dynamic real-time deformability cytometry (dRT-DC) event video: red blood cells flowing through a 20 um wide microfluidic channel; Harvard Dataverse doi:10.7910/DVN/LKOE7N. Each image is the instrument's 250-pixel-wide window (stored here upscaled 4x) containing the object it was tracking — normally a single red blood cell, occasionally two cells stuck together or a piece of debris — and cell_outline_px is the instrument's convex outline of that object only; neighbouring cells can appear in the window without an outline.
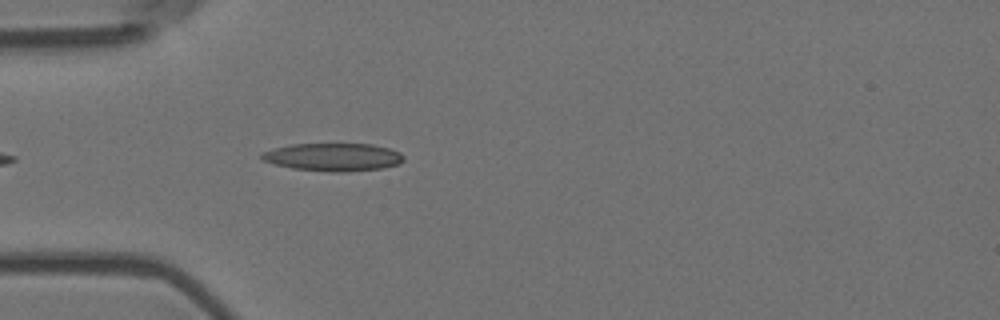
{"species": "Egyptian fruit bat (a non-hibernating species)", "species_latin": "Rousettus aegyptiacus", "temperature_condition": "room temperature", "stored_images_in_passage": 9, "camera_frame_rate_fps": 3000, "um_per_image_px": 0.085, "animal": {"sex": "female"}, "frame": {"image": 1, "passage_image": 4, "time_ms": 1.0, "image_size_px": [1000, 320], "cell_outline_px": [[404, 160], [400, 164], [384, 168], [344, 172], [332, 172], [292, 168], [276, 164], [264, 160], [260, 156], [264, 152], [272, 148], [292, 144], [372, 144], [388, 148], [400, 152], [404, 156]], "centroid_in_image_um": [28.37, 13.35], "position_along_channel_um": 56.6, "area_um2": 23.06}}
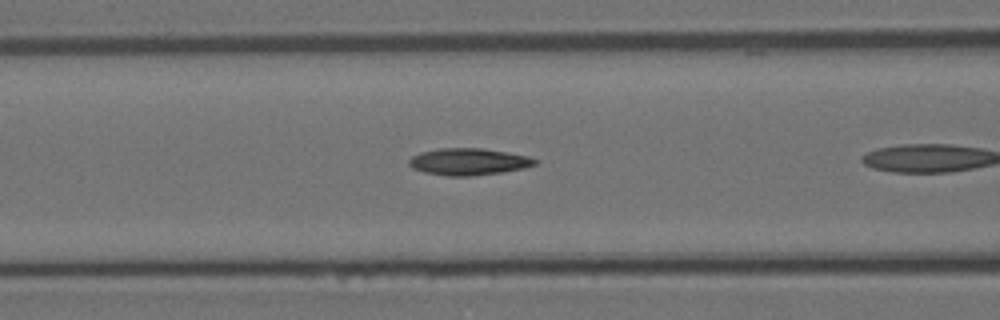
{"frame": {"image": 2, "passage_image": 7, "time_ms": 2.0, "image_size_px": [1000, 320], "cell_outline_px": [[536, 164], [524, 168], [504, 172], [472, 176], [448, 176], [424, 172], [412, 168], [408, 164], [408, 160], [412, 156], [420, 152], [440, 148], [484, 148], [508, 152], [528, 156], [536, 160]], "centroid_in_image_um": [39.81, 13.74], "position_along_channel_um": 126.8, "area_um2": 19.83}}